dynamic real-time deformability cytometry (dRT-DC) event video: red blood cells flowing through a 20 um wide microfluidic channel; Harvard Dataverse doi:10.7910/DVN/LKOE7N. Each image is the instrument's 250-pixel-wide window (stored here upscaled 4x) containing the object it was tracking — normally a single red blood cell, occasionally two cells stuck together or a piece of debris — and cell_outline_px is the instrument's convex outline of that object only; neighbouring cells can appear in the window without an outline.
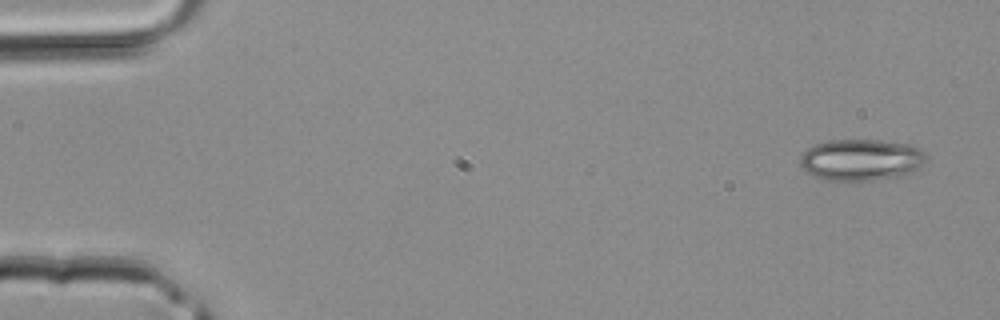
{"species": "common noctule bat (a hibernating species)", "species_latin": "Nyctalus noctula", "temperature_condition": "room temperature", "stored_images_in_passage": 40, "camera_frame_rate_fps": 3000, "um_per_image_px": 0.085, "animal": {"sex": "male", "body_mass_g": 20.4}, "frame": {"image": 1, "passage_image": 1, "time_ms": 0.0, "image_size_px": [1000, 320], "cell_outline_px": [[924, 164], [908, 172], [892, 176], [872, 180], [828, 180], [812, 176], [804, 172], [800, 164], [800, 156], [808, 148], [816, 144], [828, 140], [880, 140], [908, 144], [916, 148], [924, 156]], "centroid_in_image_um": [73.08, 13.57], "position_along_channel_um": 11.9, "area_um2": 29.88}}
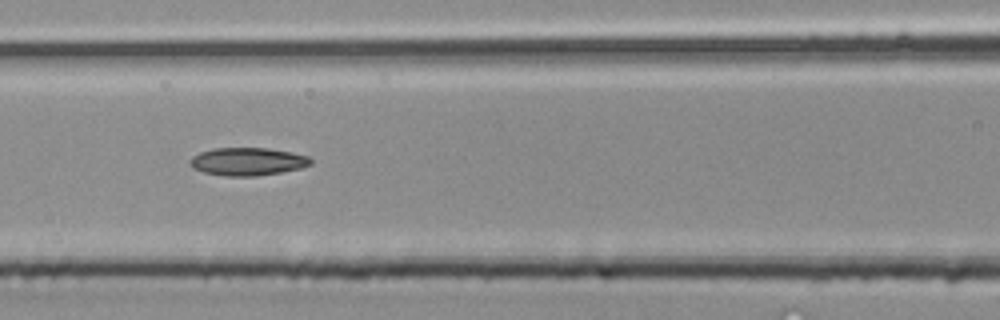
{"frame": {"image": 2, "passage_image": 17, "time_ms": 5.333, "image_size_px": [1000, 320], "cell_outline_px": [[312, 164], [300, 168], [280, 172], [256, 176], [224, 176], [204, 172], [192, 168], [188, 164], [188, 160], [192, 156], [200, 152], [212, 148], [268, 148], [292, 152], [308, 156], [312, 160]], "centroid_in_image_um": [21.01, 13.73], "position_along_channel_um": 145.6, "area_um2": 19.77}}
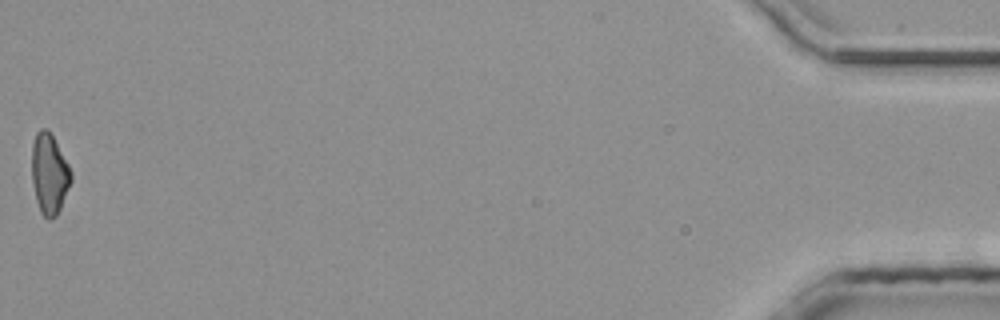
{"frame": {"image": 3, "passage_image": 40, "time_ms": 13.0, "image_size_px": [1000, 320], "cell_outline_px": [[72, 180], [60, 208], [56, 216], [52, 220], [48, 220], [40, 212], [36, 200], [32, 184], [32, 144], [36, 132], [40, 128], [44, 128], [52, 136], [68, 164], [72, 172]], "centroid_in_image_um": [4.18, 14.81], "position_along_channel_um": 431.0, "area_um2": 18.32}}